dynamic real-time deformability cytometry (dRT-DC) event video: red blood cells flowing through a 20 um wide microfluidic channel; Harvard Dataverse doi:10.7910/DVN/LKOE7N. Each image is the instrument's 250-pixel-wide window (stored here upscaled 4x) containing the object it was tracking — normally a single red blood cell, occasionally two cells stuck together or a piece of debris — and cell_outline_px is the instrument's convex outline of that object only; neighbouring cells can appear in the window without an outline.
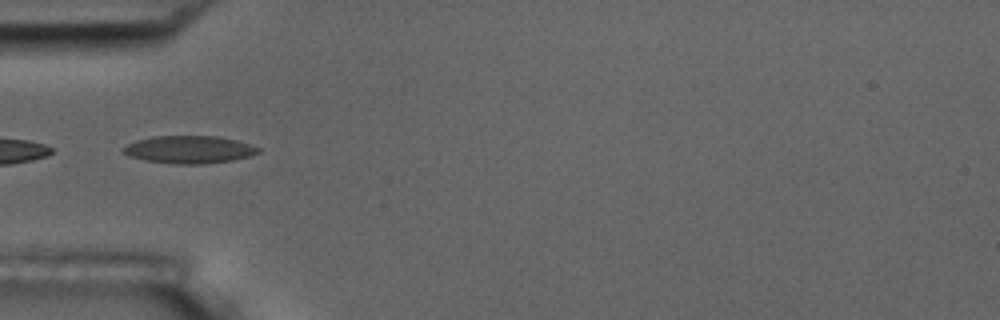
{"species": "common noctule bat (a hibernating species)", "species_latin": "Nyctalus noctula", "temperature_condition": "room temperature", "stored_images_in_passage": 6, "camera_frame_rate_fps": 3000, "um_per_image_px": 0.085, "animal": {"sex": "male", "body_mass_g": 17.5, "forearm_length_mm": 52.3}, "frame": {"image": 1, "passage_image": 2, "time_ms": 1.0, "image_size_px": [1000, 320], "cell_outline_px": [[260, 152], [252, 156], [232, 160], [204, 164], [176, 164], [144, 160], [132, 156], [124, 152], [120, 148], [136, 140], [152, 136], [216, 136], [236, 140], [252, 144], [260, 148]], "centroid_in_image_um": [16.12, 12.71], "position_along_channel_um": 68.9, "area_um2": 21.79}}
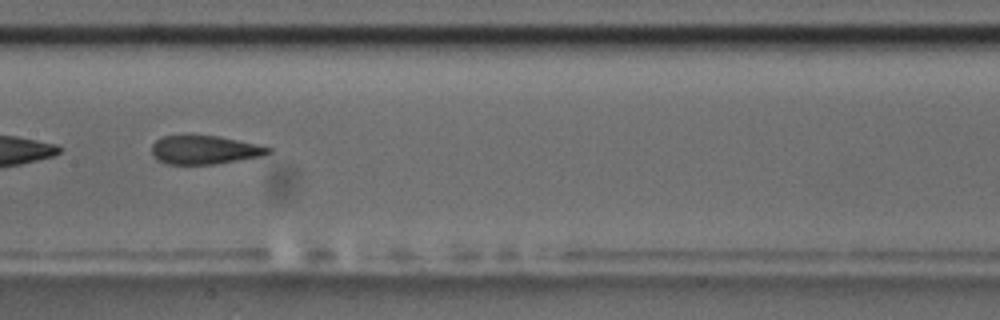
{"frame": {"image": 2, "passage_image": 5, "time_ms": 4.333, "image_size_px": [1000, 320], "cell_outline_px": [[272, 152], [264, 156], [212, 164], [168, 164], [156, 160], [152, 152], [152, 144], [156, 140], [164, 136], [220, 136], [256, 144], [272, 148]], "centroid_in_image_um": [17.4, 12.74], "position_along_channel_um": 190.0, "area_um2": 19.31}}
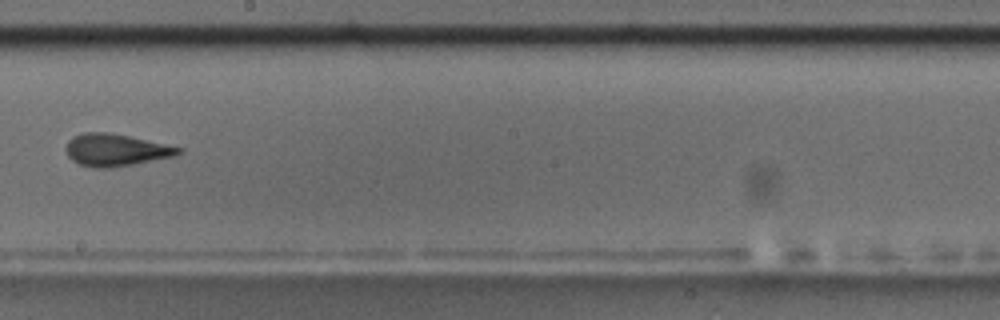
{"frame": {"image": 3, "passage_image": 6, "time_ms": 5.667, "image_size_px": [1000, 320], "cell_outline_px": [[184, 152], [176, 156], [132, 164], [108, 168], [92, 168], [80, 164], [72, 160], [68, 156], [64, 148], [68, 140], [72, 136], [84, 132], [108, 132], [128, 136], [184, 148]], "centroid_in_image_um": [9.83, 12.75], "position_along_channel_um": 238.4, "area_um2": 21.21}}